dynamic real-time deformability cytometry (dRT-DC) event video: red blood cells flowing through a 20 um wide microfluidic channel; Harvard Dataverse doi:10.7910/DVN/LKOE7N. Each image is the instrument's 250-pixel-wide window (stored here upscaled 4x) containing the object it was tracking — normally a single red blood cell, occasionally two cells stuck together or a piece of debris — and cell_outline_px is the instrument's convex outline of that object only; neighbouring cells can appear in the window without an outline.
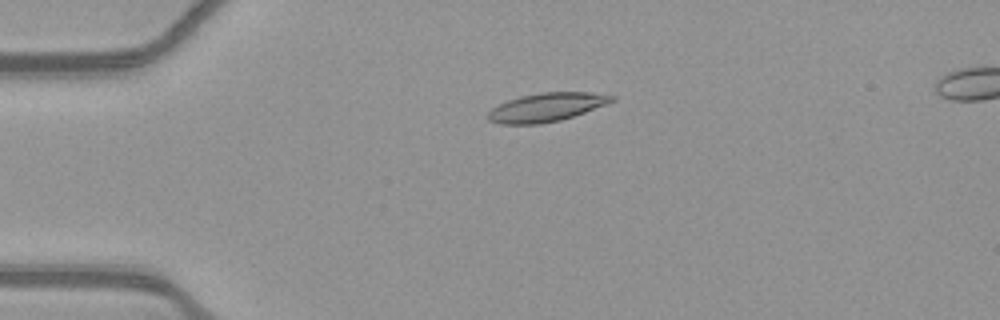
{"species": "common noctule bat (a hibernating species)", "species_latin": "Nyctalus noctula", "temperature_condition": "warm", "stored_images_in_passage": 42, "camera_frame_rate_fps": 3000, "um_per_image_px": 0.085, "animal": {"sex": "female", "body_mass_g": 21.9}, "frame": {"image": 1, "passage_image": 1, "time_ms": 0.0, "image_size_px": [1000, 320], "cell_outline_px": [[616, 100], [584, 112], [560, 120], [540, 124], [500, 124], [488, 120], [488, 112], [492, 108], [508, 100], [520, 96], [540, 92], [588, 92], [616, 96]], "centroid_in_image_um": [46.44, 9.11], "position_along_channel_um": 38.6, "area_um2": 20.46}}
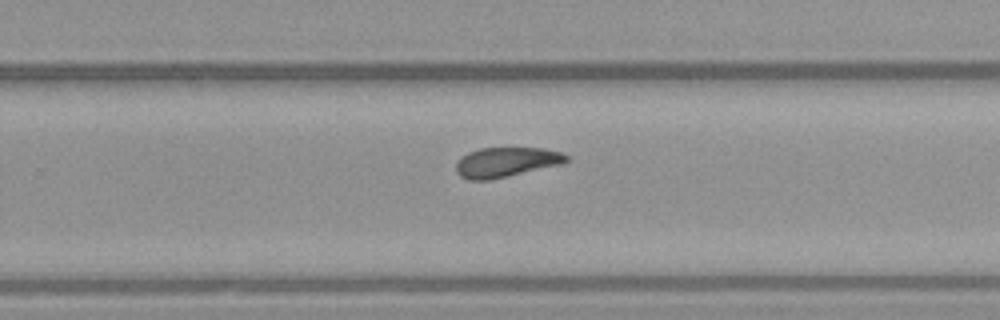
{"frame": {"image": 2, "passage_image": 23, "time_ms": 7.333, "image_size_px": [1000, 320], "cell_outline_px": [[568, 160], [564, 164], [508, 176], [488, 180], [468, 180], [460, 176], [456, 172], [456, 164], [468, 152], [480, 148], [544, 148], [560, 152], [568, 156]], "centroid_in_image_um": [43.05, 13.79], "position_along_channel_um": 286.8, "area_um2": 19.13}}
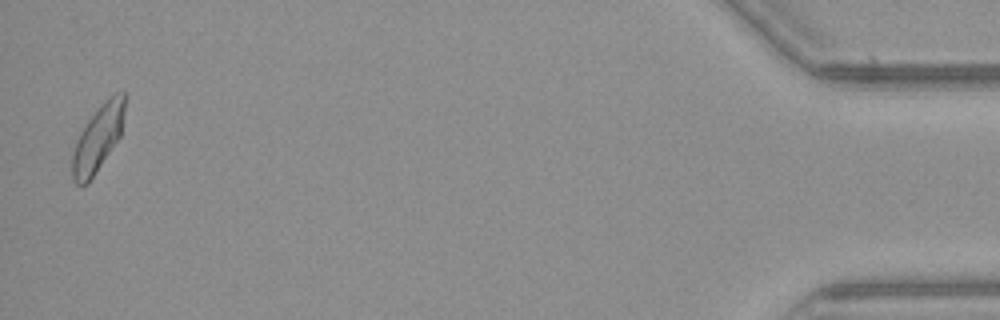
{"frame": {"image": 3, "passage_image": 41, "time_ms": 13.333, "image_size_px": [1000, 320], "cell_outline_px": [[124, 112], [120, 136], [88, 184], [76, 184], [72, 180], [72, 152], [80, 132], [88, 120], [100, 104], [108, 96], [116, 92], [124, 92]], "centroid_in_image_um": [8.3, 11.76], "position_along_channel_um": 426.9, "area_um2": 20.06}, "authors_computed_cell_mechanics": {"area_um2": 19.652, "velocity_mm_per_s": 3.8699, "shape_relaxation_time_tau1_ms": null, "shape_relaxation_time_tau2_ms": 3.4232, "deformation_change_tau1": null, "deformation_change_tau2": 0.1035}}